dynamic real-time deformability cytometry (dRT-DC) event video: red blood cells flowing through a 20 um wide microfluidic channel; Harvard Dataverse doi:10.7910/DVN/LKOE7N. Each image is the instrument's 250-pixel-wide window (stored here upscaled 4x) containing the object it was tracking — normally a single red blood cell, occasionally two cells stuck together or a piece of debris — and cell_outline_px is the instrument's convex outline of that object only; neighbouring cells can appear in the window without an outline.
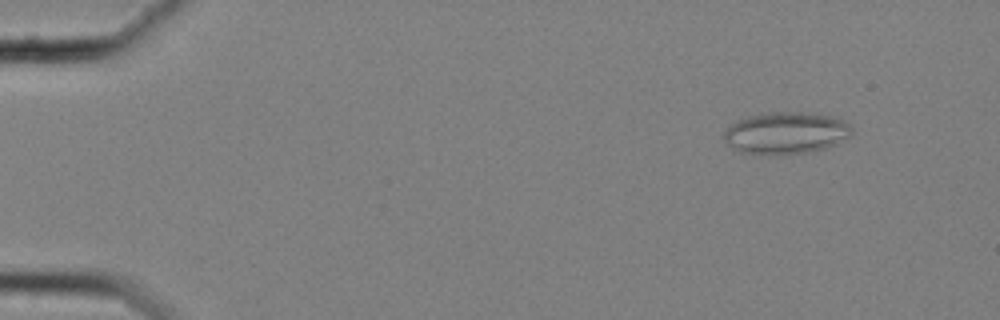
{"species": "common noctule bat (a hibernating species)", "species_latin": "Nyctalus noctula", "temperature_condition": "cold", "stored_images_in_passage": 59, "camera_frame_rate_fps": 3000, "um_per_image_px": 0.085, "animal": {"sex": "female", "body_mass_g": 25.1}, "frame": {"image": 1, "passage_image": 7, "time_ms": 2.0, "image_size_px": [1000, 320], "cell_outline_px": [[852, 132], [848, 136], [824, 148], [808, 152], [776, 156], [772, 156], [736, 152], [724, 140], [724, 132], [732, 124], [748, 116], [760, 112], [804, 112], [832, 116], [844, 120], [852, 124]], "centroid_in_image_um": [66.76, 11.31], "position_along_channel_um": 18.2, "area_um2": 31.56}}
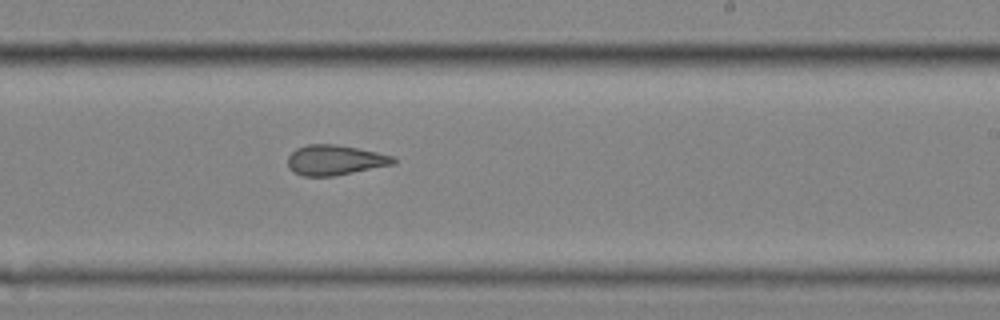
{"frame": {"image": 2, "passage_image": 37, "time_ms": 12.0, "image_size_px": [1000, 320], "cell_outline_px": [[396, 164], [332, 176], [304, 176], [292, 172], [288, 168], [288, 156], [296, 148], [308, 144], [336, 144], [396, 156]], "centroid_in_image_um": [28.47, 13.6], "position_along_channel_um": 260.5, "area_um2": 18.61}}
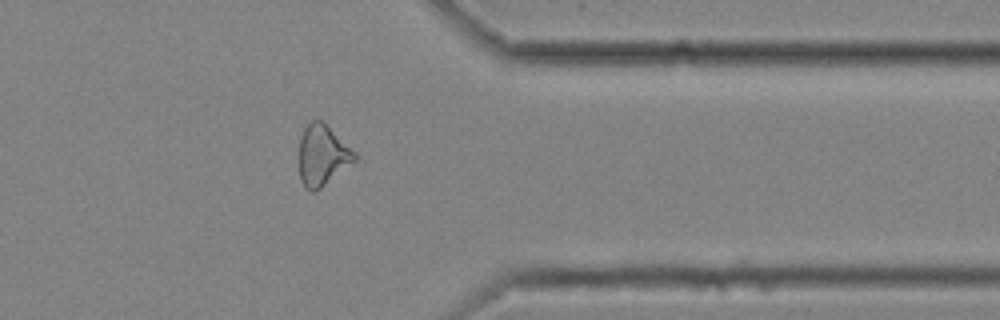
{"frame": {"image": 3, "passage_image": 48, "time_ms": 15.667, "image_size_px": [1000, 320], "cell_outline_px": [[356, 160], [316, 192], [312, 192], [304, 188], [300, 180], [300, 136], [304, 128], [312, 120], [320, 120], [356, 152]], "centroid_in_image_um": [27.39, 13.24], "position_along_channel_um": 384.0, "area_um2": 19.42}, "authors_computed_cell_mechanics": {"area_um2": 21.097, "velocity_mm_per_s": 3.5474, "shape_relaxation_time_tau1_ms": null, "shape_relaxation_time_tau2_ms": 2.8105, "deformation_change_tau1": null, "deformation_change_tau2": 0.1097}}